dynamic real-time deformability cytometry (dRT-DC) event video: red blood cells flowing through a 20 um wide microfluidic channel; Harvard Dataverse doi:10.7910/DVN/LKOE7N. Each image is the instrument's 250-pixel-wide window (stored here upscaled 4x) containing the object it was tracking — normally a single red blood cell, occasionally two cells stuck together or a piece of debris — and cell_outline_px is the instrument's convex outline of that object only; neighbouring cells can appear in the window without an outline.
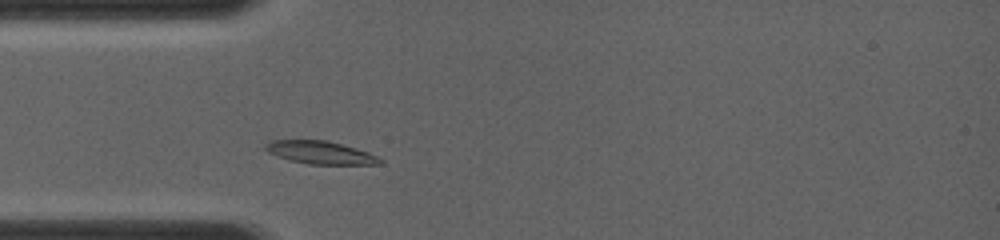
{"species": "common noctule bat (a hibernating species)", "species_latin": "Nyctalus noctula", "temperature_condition": "room temperature", "stored_images_in_passage": 20, "camera_frame_rate_fps": 4000, "um_per_image_px": 0.085, "animal": {"sex": "female", "body_mass_g": 19.0, "forearm_length_mm": 56.7}, "frame": {"image": 1, "passage_image": 3, "time_ms": 1.0, "image_size_px": [1000, 240], "cell_outline_px": [[380, 160], [376, 164], [308, 164], [292, 160], [268, 152], [264, 148], [272, 140], [324, 140], [340, 144], [364, 152]], "centroid_in_image_um": [27.12, 12.96], "position_along_channel_um": 57.9, "area_um2": 14.33}}
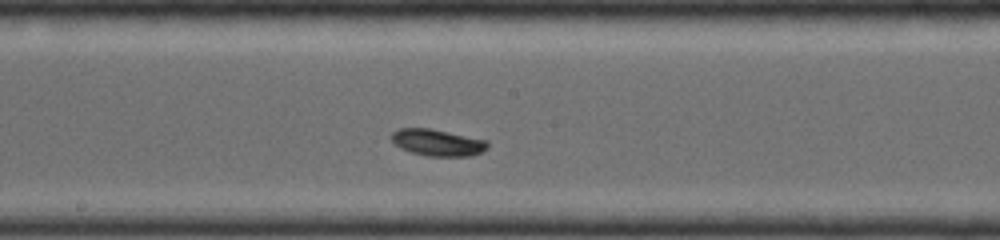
{"frame": {"image": 2, "passage_image": 10, "time_ms": 4.5, "image_size_px": [1000, 240], "cell_outline_px": [[488, 144], [480, 152], [468, 156], [428, 156], [412, 152], [396, 144], [392, 140], [392, 132], [400, 128], [428, 128], [488, 140]], "centroid_in_image_um": [37.19, 12.11], "position_along_channel_um": 211.0, "area_um2": 14.51}}
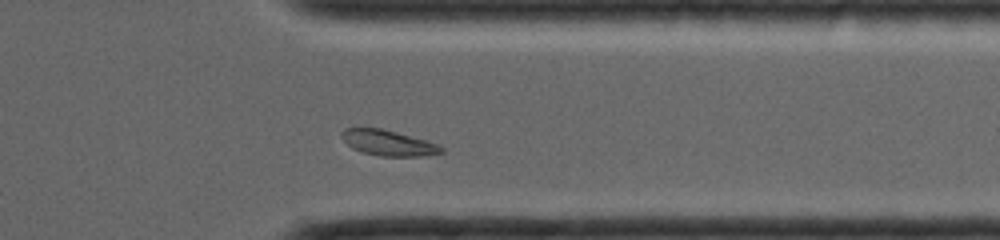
{"frame": {"image": 3, "passage_image": 18, "time_ms": 8.25, "image_size_px": [1000, 240], "cell_outline_px": [[444, 152], [424, 156], [380, 156], [364, 152], [352, 148], [340, 136], [340, 132], [344, 128], [380, 128], [424, 140], [436, 144], [444, 148]], "centroid_in_image_um": [32.97, 12.15], "position_along_channel_um": 378.4, "area_um2": 14.57}}